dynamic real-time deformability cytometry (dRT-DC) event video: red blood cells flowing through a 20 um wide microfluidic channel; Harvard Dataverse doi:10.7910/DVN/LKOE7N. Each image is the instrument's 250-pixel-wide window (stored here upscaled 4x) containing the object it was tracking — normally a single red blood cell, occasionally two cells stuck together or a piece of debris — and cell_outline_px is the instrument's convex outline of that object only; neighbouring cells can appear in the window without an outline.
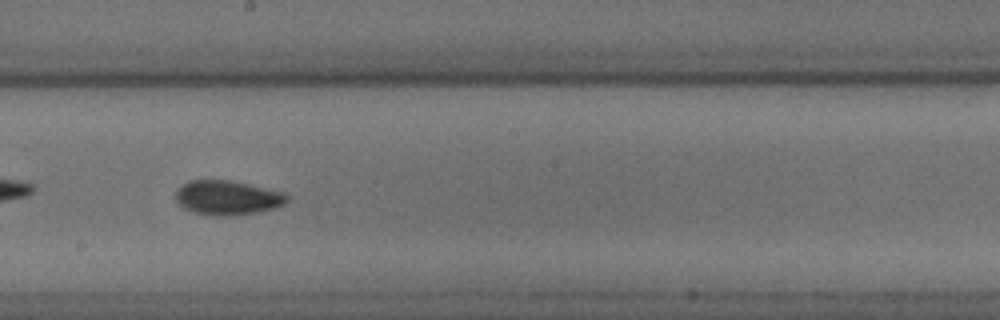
{"species": "common noctule bat (a hibernating species)", "species_latin": "Nyctalus noctula", "temperature_condition": "cold", "stored_images_in_passage": 54, "camera_frame_rate_fps": 3000, "um_per_image_px": 0.085, "animal": {"sex": "male", "body_mass_g": 18.8}, "frame": {"image": 1, "passage_image": 31, "time_ms": 10.0, "image_size_px": [1000, 320], "cell_outline_px": [[288, 200], [284, 204], [272, 208], [256, 212], [232, 216], [212, 216], [196, 212], [184, 208], [176, 200], [176, 192], [180, 184], [188, 180], [232, 180], [284, 192], [288, 196]], "centroid_in_image_um": [19.31, 16.79], "position_along_channel_um": 228.9, "area_um2": 22.37}, "authors_computed_cell_mechanics": {"area_um2": 20.7502, "velocity_mm_per_s": 3.7361, "shape_relaxation_time_tau1_ms": null, "shape_relaxation_time_tau2_ms": 2.9662, "deformation_change_tau1": null, "deformation_change_tau2": 0.0779}}